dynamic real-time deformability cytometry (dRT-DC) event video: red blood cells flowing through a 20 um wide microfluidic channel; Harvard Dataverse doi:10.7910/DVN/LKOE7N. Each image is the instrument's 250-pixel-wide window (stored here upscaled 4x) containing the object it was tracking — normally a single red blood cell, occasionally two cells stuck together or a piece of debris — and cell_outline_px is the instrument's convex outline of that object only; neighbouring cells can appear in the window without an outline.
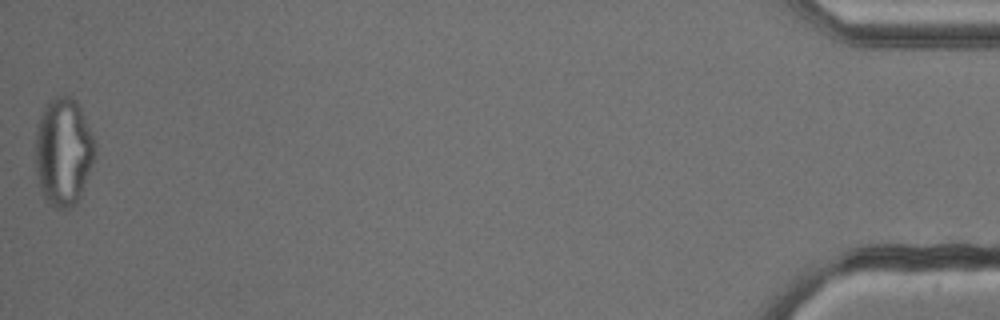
{"species": "common noctule bat (a hibernating species)", "species_latin": "Nyctalus noctula", "temperature_condition": "cold", "stored_images_in_passage": 42, "camera_frame_rate_fps": 3000, "um_per_image_px": 0.085, "animal": {"sex": "male", "body_mass_g": 13.3}, "frame": {"image": 1, "passage_image": 42, "time_ms": 13.667, "image_size_px": [1000, 320], "cell_outline_px": [[96, 144], [92, 160], [80, 196], [76, 204], [68, 208], [56, 208], [48, 204], [44, 200], [40, 188], [36, 172], [36, 124], [44, 104], [56, 96], [72, 96], [76, 100], [80, 108]], "centroid_in_image_um": [5.34, 12.88], "position_along_channel_um": 429.9, "area_um2": 37.34}}